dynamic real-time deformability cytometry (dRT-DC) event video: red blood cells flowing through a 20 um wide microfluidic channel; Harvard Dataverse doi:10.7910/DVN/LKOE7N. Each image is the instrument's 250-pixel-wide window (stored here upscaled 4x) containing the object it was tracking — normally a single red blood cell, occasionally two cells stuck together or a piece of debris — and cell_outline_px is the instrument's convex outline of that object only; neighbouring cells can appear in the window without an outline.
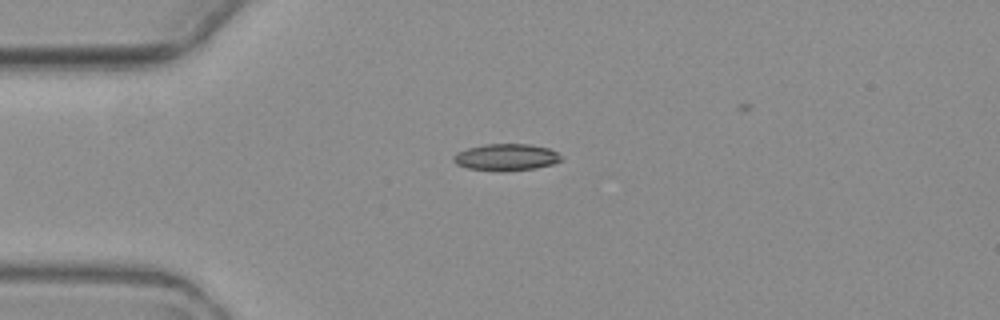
{"species": "common noctule bat (a hibernating species)", "species_latin": "Nyctalus noctula", "temperature_condition": "warm", "stored_images_in_passage": 3, "camera_frame_rate_fps": 3000, "um_per_image_px": 0.085, "animal": {"sex": "female", "body_mass_g": 19.3, "forearm_length_mm": 54.1}, "frame": {"image": 1, "passage_image": 1, "time_ms": 0.0, "image_size_px": [1000, 320], "cell_outline_px": [[560, 160], [552, 164], [536, 168], [504, 172], [468, 168], [456, 164], [452, 160], [452, 156], [456, 152], [468, 148], [484, 144], [528, 144], [548, 148], [556, 152], [560, 156]], "centroid_in_image_um": [42.97, 13.37], "position_along_channel_um": 42.0, "area_um2": 16.82}}
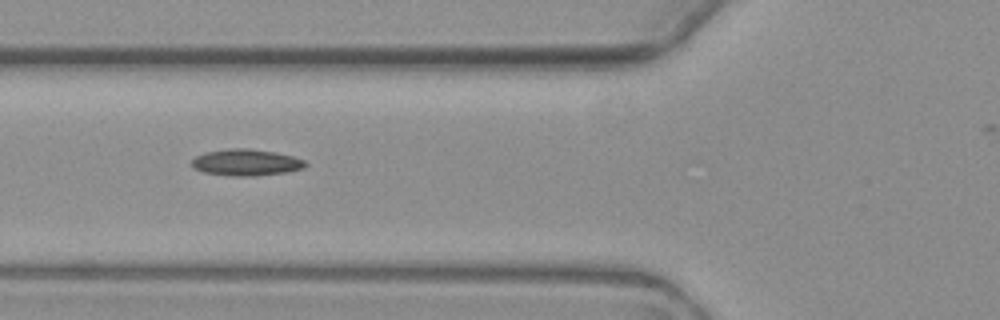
{"frame": {"image": 2, "passage_image": 3, "time_ms": 2.333, "image_size_px": [1000, 320], "cell_outline_px": [[308, 164], [304, 168], [288, 172], [252, 176], [232, 176], [204, 172], [196, 168], [192, 164], [192, 160], [196, 156], [204, 152], [228, 148], [248, 148], [276, 152], [292, 156], [304, 160]], "centroid_in_image_um": [20.95, 13.8], "position_along_channel_um": 104.9, "area_um2": 17.57}}